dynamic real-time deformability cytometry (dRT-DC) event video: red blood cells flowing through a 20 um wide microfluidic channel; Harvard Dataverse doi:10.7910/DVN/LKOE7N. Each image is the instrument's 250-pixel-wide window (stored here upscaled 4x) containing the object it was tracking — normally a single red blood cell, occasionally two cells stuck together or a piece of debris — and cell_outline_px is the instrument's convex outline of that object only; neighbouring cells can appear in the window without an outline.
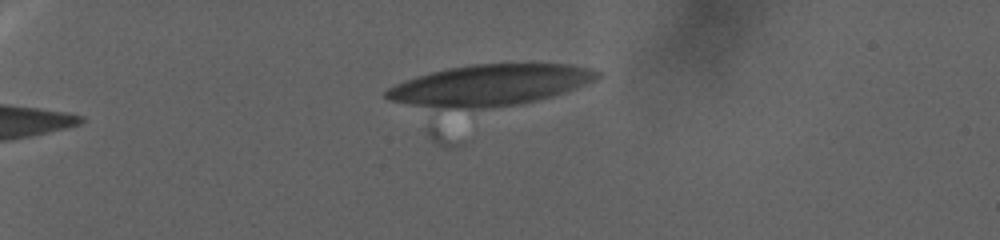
{"species": "human", "species_latin": "Homo sapiens", "temperature_condition": "warm", "stored_images_in_passage": 3, "camera_frame_rate_fps": 3000, "um_per_image_px": 0.085, "donor": {"sex": "female"}, "frame": {"image": 1, "passage_image": 3, "time_ms": 0.667, "image_size_px": [1000, 240], "cell_outline_px": [[600, 76], [592, 80], [572, 88], [548, 96], [520, 104], [492, 108], [468, 108], [416, 104], [392, 100], [384, 96], [384, 92], [388, 88], [408, 80], [432, 72], [448, 68], [472, 64], [560, 64], [584, 68], [600, 72]], "centroid_in_image_um": [41.62, 7.22], "position_along_channel_um": 43.4, "area_um2": 48.49}}